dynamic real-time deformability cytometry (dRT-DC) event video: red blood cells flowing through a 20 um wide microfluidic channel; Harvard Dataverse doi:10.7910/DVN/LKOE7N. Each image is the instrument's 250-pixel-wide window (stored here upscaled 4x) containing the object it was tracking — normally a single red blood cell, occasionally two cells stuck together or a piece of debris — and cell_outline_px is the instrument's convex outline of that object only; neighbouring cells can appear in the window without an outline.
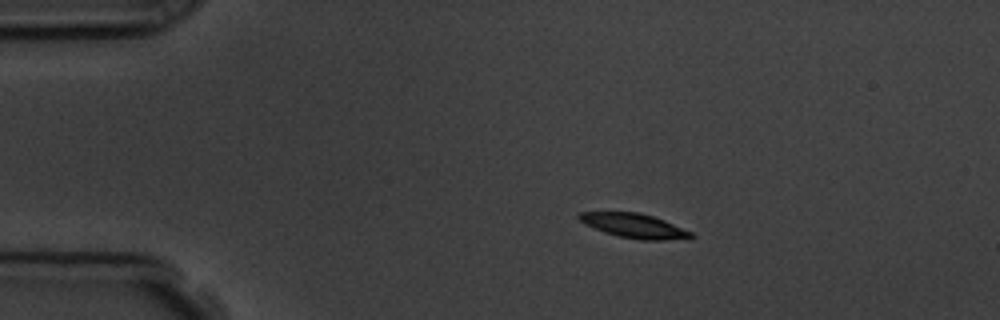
{"species": "common noctule bat (a hibernating species)", "species_latin": "Nyctalus noctula", "temperature_condition": "room temperature", "stored_images_in_passage": 8, "camera_frame_rate_fps": 3000, "um_per_image_px": 0.085, "animal": {"sex": "male", "body_mass_g": 19.5, "forearm_length_mm": 54.6}, "frame": {"image": 1, "passage_image": 1, "time_ms": 0.0, "image_size_px": [1000, 320], "cell_outline_px": [[696, 236], [688, 240], [640, 240], [620, 236], [604, 232], [584, 224], [576, 216], [580, 212], [640, 212], [664, 220], [692, 232]], "centroid_in_image_um": [53.96, 19.2], "position_along_channel_um": 31.0, "area_um2": 16.07}}
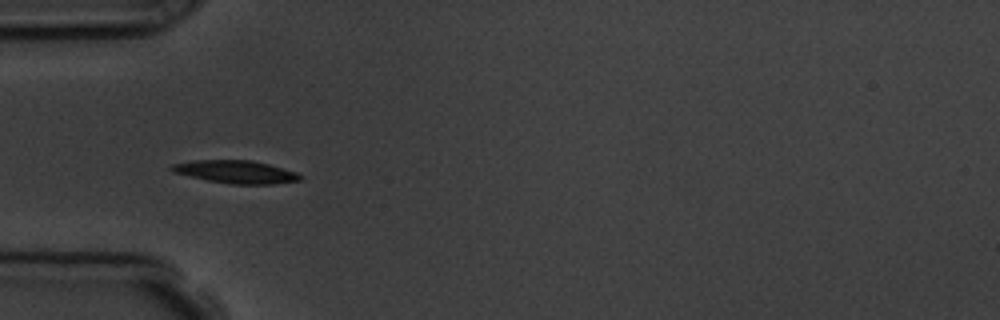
{"frame": {"image": 2, "passage_image": 3, "time_ms": 2.333, "image_size_px": [1000, 320], "cell_outline_px": [[304, 176], [300, 180], [272, 184], [232, 184], [208, 180], [172, 172], [168, 168], [172, 164], [192, 160], [252, 160], [268, 164], [296, 172]], "centroid_in_image_um": [20.03, 14.6], "position_along_channel_um": 65.0, "area_um2": 17.05}}
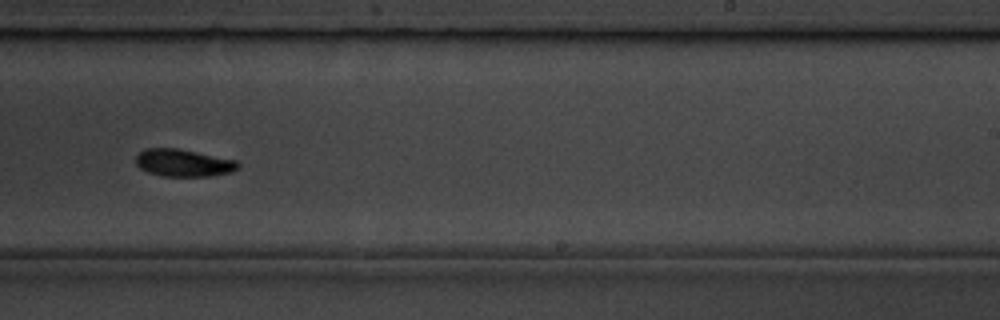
{"frame": {"image": 3, "passage_image": 8, "time_ms": 8.0, "image_size_px": [1000, 320], "cell_outline_px": [[240, 168], [232, 172], [212, 176], [160, 176], [148, 172], [140, 168], [136, 164], [136, 156], [144, 148], [176, 148], [236, 160], [240, 164]], "centroid_in_image_um": [15.6, 13.85], "position_along_channel_um": 273.4, "area_um2": 16.36}}